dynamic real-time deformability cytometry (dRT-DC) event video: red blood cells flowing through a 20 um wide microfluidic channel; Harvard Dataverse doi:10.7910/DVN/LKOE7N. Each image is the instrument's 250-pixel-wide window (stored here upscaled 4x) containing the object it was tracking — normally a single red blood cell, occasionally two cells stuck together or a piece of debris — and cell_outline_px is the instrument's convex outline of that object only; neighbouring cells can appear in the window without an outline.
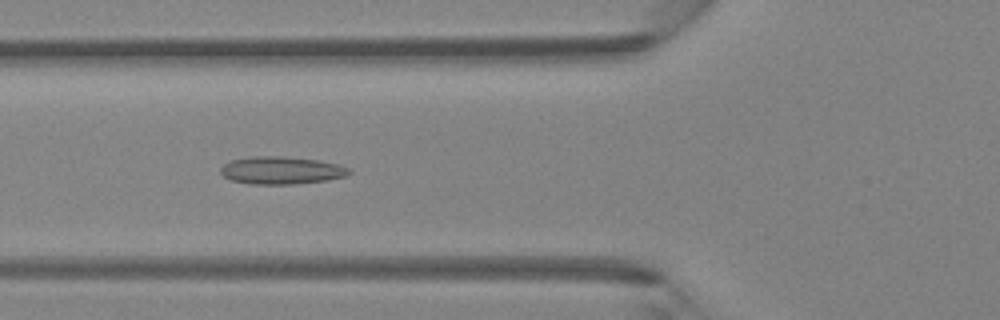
{"species": "Egyptian fruit bat (a non-hibernating species)", "species_latin": "Rousettus aegyptiacus", "temperature_condition": "room temperature", "stored_images_in_passage": 47, "camera_frame_rate_fps": 3000, "um_per_image_px": 0.085, "animal": {"sex": "female"}, "frame": {"image": 1, "passage_image": 18, "time_ms": 5.667, "image_size_px": [1000, 320], "cell_outline_px": [[352, 172], [348, 176], [328, 180], [292, 184], [248, 184], [232, 180], [224, 176], [220, 172], [220, 168], [224, 164], [232, 160], [252, 156], [284, 156], [320, 160], [340, 164], [348, 168]], "centroid_in_image_um": [23.95, 14.47], "position_along_channel_um": 101.8, "area_um2": 20.87}}
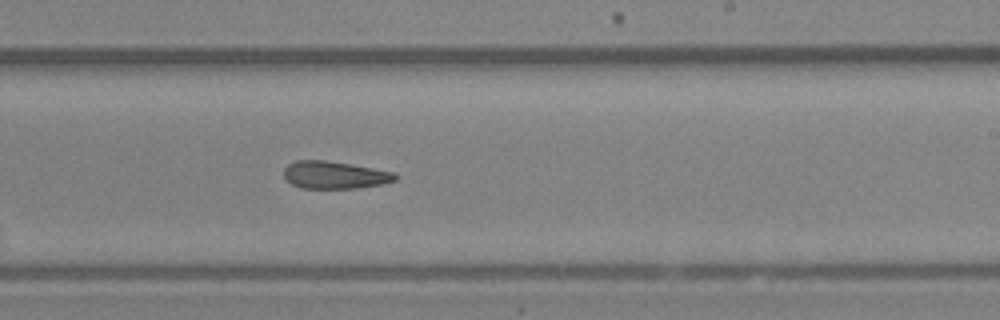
{"frame": {"image": 2, "passage_image": 29, "time_ms": 9.333, "image_size_px": [1000, 320], "cell_outline_px": [[400, 176], [396, 180], [384, 184], [356, 188], [300, 188], [292, 184], [284, 176], [284, 168], [288, 164], [296, 160], [324, 160], [352, 164], [396, 172]], "centroid_in_image_um": [28.49, 14.87], "position_along_channel_um": 260.5, "area_um2": 18.03}}
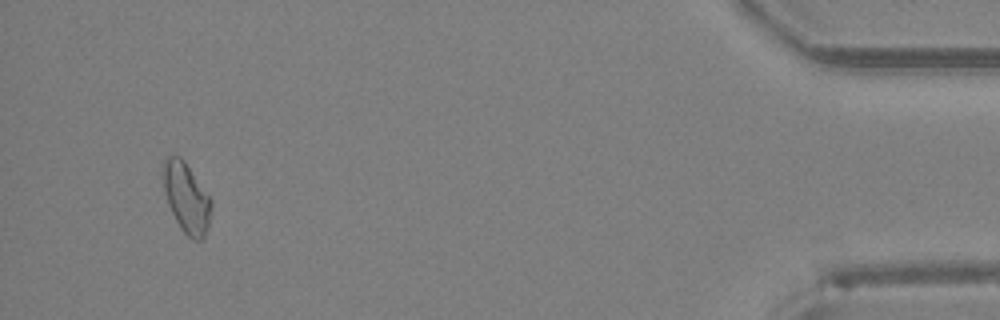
{"frame": {"image": 3, "passage_image": 45, "time_ms": 14.667, "image_size_px": [1000, 320], "cell_outline_px": [[212, 208], [208, 228], [204, 240], [192, 240], [180, 228], [168, 204], [164, 192], [164, 160], [168, 156], [180, 156], [184, 160], [212, 200]], "centroid_in_image_um": [15.88, 16.85], "position_along_channel_um": 419.3, "area_um2": 19.54}}